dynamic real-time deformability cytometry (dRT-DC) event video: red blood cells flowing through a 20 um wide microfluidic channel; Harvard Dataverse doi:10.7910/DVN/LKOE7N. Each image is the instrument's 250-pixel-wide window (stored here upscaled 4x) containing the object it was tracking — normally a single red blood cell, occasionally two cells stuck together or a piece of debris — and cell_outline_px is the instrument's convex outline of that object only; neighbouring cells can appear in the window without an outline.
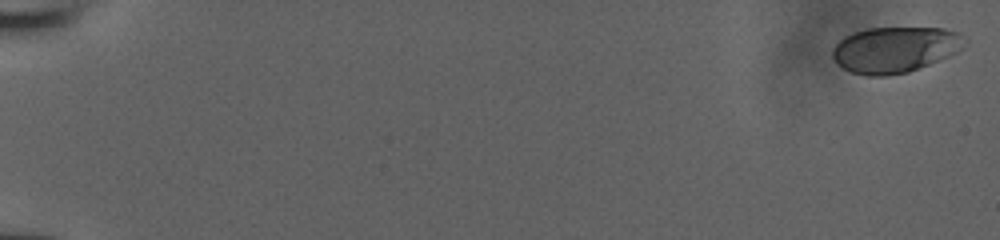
{"species": "human", "species_latin": "Homo sapiens", "temperature_condition": "room temperature", "stored_images_in_passage": 10, "camera_frame_rate_fps": 3000, "um_per_image_px": 0.085, "donor": {"sex": "male"}, "frame": {"image": 1, "passage_image": 1, "time_ms": 0.0, "image_size_px": [1000, 240], "cell_outline_px": [[968, 44], [956, 52], [948, 56], [908, 72], [884, 76], [868, 76], [852, 72], [836, 64], [832, 56], [832, 48], [844, 36], [868, 28], [944, 28], [960, 32], [968, 40]], "centroid_in_image_um": [76.09, 4.21], "position_along_channel_um": 8.9, "area_um2": 35.43}}
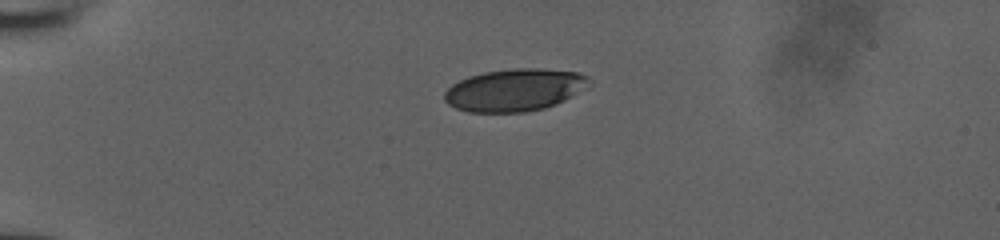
{"frame": {"image": 2, "passage_image": 7, "time_ms": 2.0, "image_size_px": [1000, 240], "cell_outline_px": [[588, 88], [556, 104], [544, 108], [524, 112], [468, 112], [456, 108], [448, 104], [444, 100], [444, 92], [452, 84], [468, 76], [484, 72], [512, 68], [540, 68], [576, 72], [588, 76]], "centroid_in_image_um": [43.73, 7.64], "position_along_channel_um": 41.3, "area_um2": 35.78}}
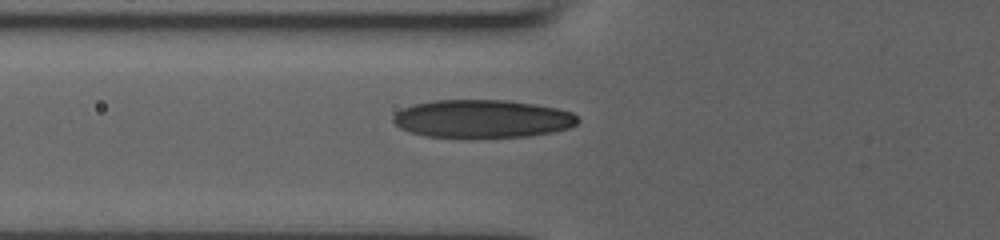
{"frame": {"image": 3, "passage_image": 10, "time_ms": 3.0, "image_size_px": [1000, 240], "cell_outline_px": [[580, 120], [576, 124], [568, 128], [552, 132], [528, 136], [424, 136], [408, 132], [400, 128], [392, 120], [392, 116], [396, 112], [404, 108], [416, 104], [432, 100], [504, 100], [536, 104], [556, 108], [572, 112]], "centroid_in_image_um": [40.99, 10.08], "position_along_channel_um": 84.8, "area_um2": 40.46}}